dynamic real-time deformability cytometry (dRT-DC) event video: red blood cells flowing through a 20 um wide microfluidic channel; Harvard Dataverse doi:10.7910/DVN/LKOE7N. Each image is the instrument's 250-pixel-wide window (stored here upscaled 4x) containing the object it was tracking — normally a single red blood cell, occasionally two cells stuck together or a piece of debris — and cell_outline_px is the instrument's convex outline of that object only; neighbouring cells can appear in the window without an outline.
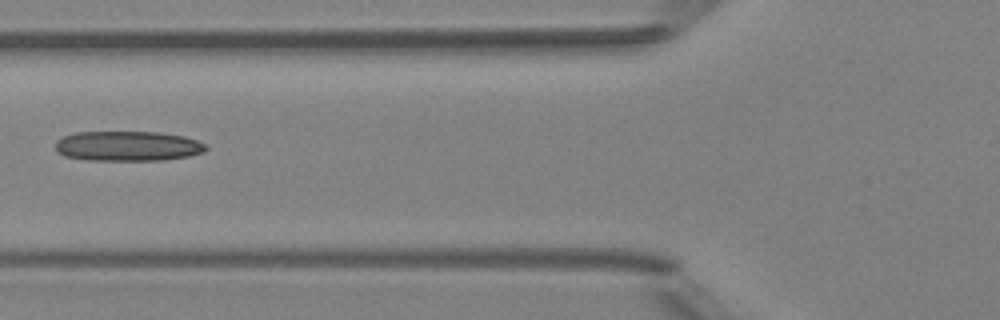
{"species": "Egyptian fruit bat (a non-hibernating species)", "species_latin": "Rousettus aegyptiacus", "temperature_condition": "room temperature", "stored_images_in_passage": 4, "camera_frame_rate_fps": 3000, "um_per_image_px": 0.085, "animal": {"sex": "female"}, "frame": {"image": 1, "passage_image": 3, "time_ms": 2.333, "image_size_px": [1000, 320], "cell_outline_px": [[208, 148], [204, 152], [188, 156], [160, 160], [88, 160], [64, 156], [56, 152], [56, 140], [64, 136], [76, 132], [160, 132], [184, 136], [208, 144]], "centroid_in_image_um": [10.87, 12.41], "position_along_channel_um": 114.9, "area_um2": 26.41}}
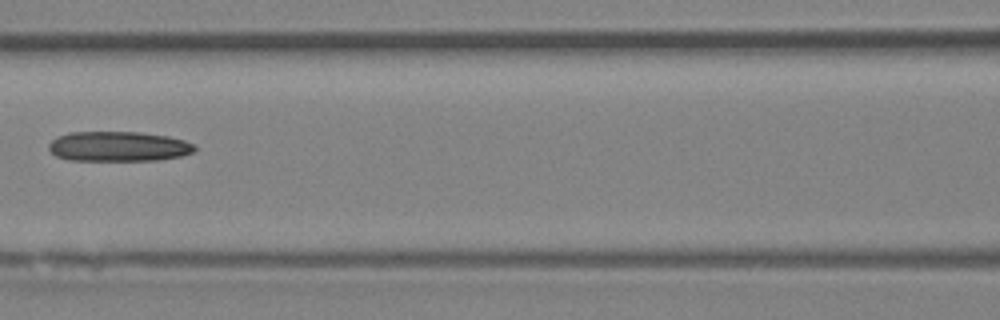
{"frame": {"image": 2, "passage_image": 4, "time_ms": 3.333, "image_size_px": [1000, 320], "cell_outline_px": [[196, 148], [192, 152], [180, 156], [156, 160], [68, 160], [56, 156], [48, 148], [48, 144], [52, 140], [68, 132], [140, 132], [168, 136], [184, 140], [196, 144]], "centroid_in_image_um": [10.07, 12.44], "position_along_channel_um": 156.5, "area_um2": 25.43}}